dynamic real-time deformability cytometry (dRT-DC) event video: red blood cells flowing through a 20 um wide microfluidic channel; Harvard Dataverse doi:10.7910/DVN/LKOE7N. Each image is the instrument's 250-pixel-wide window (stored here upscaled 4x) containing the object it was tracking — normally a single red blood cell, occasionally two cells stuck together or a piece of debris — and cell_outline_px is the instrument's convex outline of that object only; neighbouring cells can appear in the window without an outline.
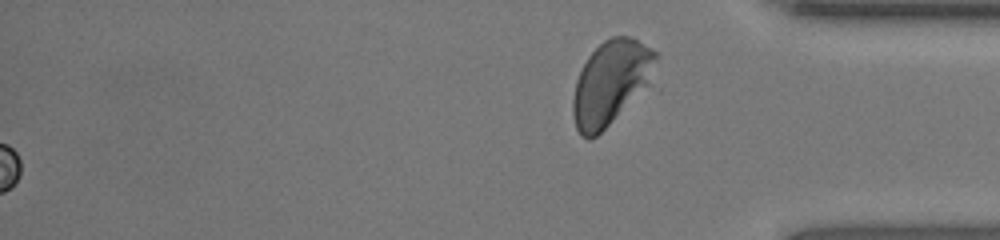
{"species": "human", "species_latin": "Homo sapiens", "temperature_condition": "room temperature", "stored_images_in_passage": 48, "segment_of_instrument_passage": [2, 2], "camera_frame_rate_fps": 3000, "um_per_image_px": 0.085, "donor": {"sex": "female"}, "frame": {"image": 1, "passage_image": 48, "time_ms": 15.667, "image_size_px": [1000, 240], "cell_outline_px": [[660, 92], [596, 136], [588, 140], [580, 136], [576, 128], [572, 116], [572, 100], [576, 80], [588, 56], [604, 40], [612, 36], [632, 36], [652, 48], [660, 56]], "centroid_in_image_um": [52.2, 7.13], "position_along_channel_um": 383.0, "area_um2": 45.49}}